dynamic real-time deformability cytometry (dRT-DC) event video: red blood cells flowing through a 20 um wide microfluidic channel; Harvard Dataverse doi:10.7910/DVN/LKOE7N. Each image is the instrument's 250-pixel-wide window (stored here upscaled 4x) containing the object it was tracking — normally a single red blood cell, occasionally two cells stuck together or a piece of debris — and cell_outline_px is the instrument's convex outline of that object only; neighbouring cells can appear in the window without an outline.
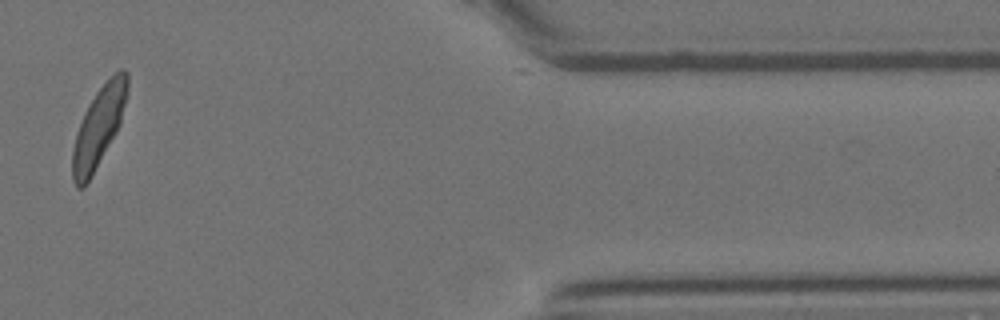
{"species": "Egyptian fruit bat (a non-hibernating species)", "species_latin": "Rousettus aegyptiacus", "temperature_condition": "room temperature", "stored_images_in_passage": 12, "segment_of_instrument_passage": [1, 2], "camera_frame_rate_fps": 3000, "um_per_image_px": 0.085, "animal": {"sex": "female"}, "frame": {"image": 1, "passage_image": 10, "time_ms": 3.0, "image_size_px": [1000, 320], "cell_outline_px": [[128, 92], [120, 124], [116, 132], [84, 188], [76, 188], [72, 180], [72, 148], [76, 132], [84, 112], [96, 92], [120, 68], [124, 68], [128, 72]], "centroid_in_image_um": [8.38, 10.79], "position_along_channel_um": 403.0, "area_um2": 25.32}}